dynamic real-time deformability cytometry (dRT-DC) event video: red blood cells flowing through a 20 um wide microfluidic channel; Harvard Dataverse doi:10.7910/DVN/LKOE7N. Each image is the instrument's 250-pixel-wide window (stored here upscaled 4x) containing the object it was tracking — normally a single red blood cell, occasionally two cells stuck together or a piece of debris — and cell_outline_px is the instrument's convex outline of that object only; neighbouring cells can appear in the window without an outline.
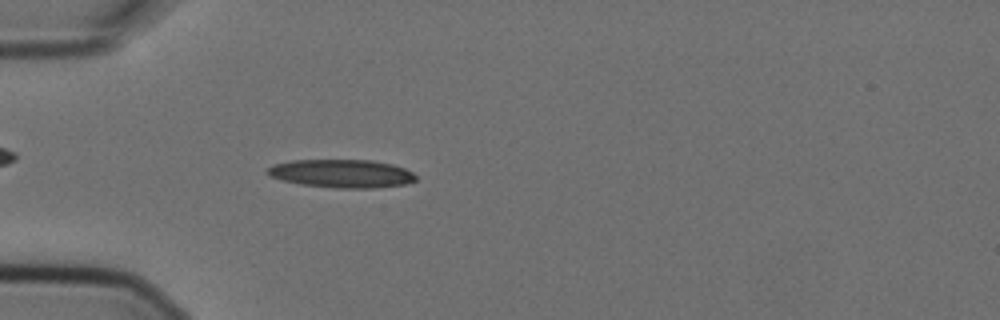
{"species": "Egyptian fruit bat (a non-hibernating species)", "species_latin": "Rousettus aegyptiacus", "temperature_condition": "cold", "stored_images_in_passage": 4, "camera_frame_rate_fps": 3000, "um_per_image_px": 0.085, "animal": {"sex": "female"}, "frame": {"image": 1, "passage_image": 4, "time_ms": 1.0, "image_size_px": [1000, 320], "cell_outline_px": [[416, 180], [404, 184], [372, 188], [336, 188], [300, 184], [280, 180], [268, 176], [264, 172], [272, 164], [292, 160], [372, 160], [392, 164], [404, 168], [412, 172], [416, 176]], "centroid_in_image_um": [28.98, 14.75], "position_along_channel_um": 56.0, "area_um2": 24.57}}